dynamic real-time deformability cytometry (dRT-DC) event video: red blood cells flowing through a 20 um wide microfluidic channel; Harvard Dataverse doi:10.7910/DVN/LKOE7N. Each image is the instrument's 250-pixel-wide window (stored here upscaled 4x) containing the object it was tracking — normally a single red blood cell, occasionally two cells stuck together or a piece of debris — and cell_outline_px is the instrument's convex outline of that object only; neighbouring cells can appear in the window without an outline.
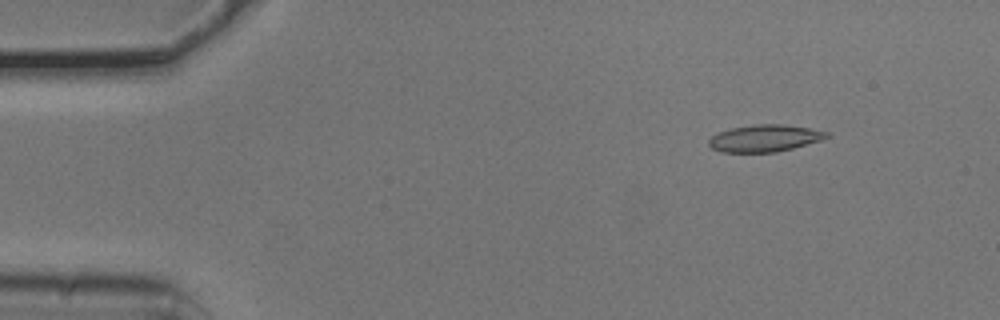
{"species": "common noctule bat (a hibernating species)", "species_latin": "Nyctalus noctula", "temperature_condition": "cold", "stored_images_in_passage": 6, "camera_frame_rate_fps": 3000, "um_per_image_px": 0.085, "animal": {"sex": "male", "body_mass_g": 20.5, "forearm_length_mm": 52.5}, "frame": {"image": 1, "passage_image": 2, "time_ms": 0.333, "image_size_px": [1000, 320], "cell_outline_px": [[832, 136], [820, 140], [792, 148], [776, 152], [720, 152], [712, 148], [708, 144], [708, 140], [712, 136], [720, 132], [732, 128], [756, 124], [784, 124], [808, 128], [828, 132]], "centroid_in_image_um": [64.99, 11.75], "position_along_channel_um": 20.0, "area_um2": 18.38}}
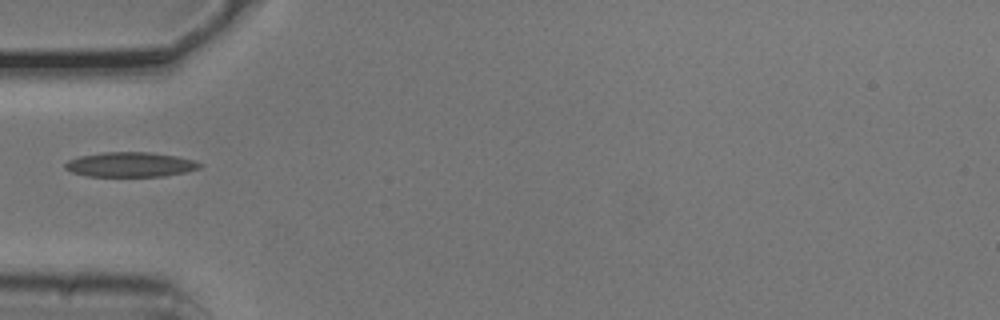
{"frame": {"image": 2, "passage_image": 5, "time_ms": 1.333, "image_size_px": [1000, 320], "cell_outline_px": [[204, 164], [200, 168], [184, 172], [164, 176], [88, 176], [72, 172], [64, 168], [64, 164], [68, 160], [80, 156], [104, 152], [148, 152], [176, 156], [192, 160]], "centroid_in_image_um": [11.06, 13.98], "position_along_channel_um": 73.9, "area_um2": 19.31}}